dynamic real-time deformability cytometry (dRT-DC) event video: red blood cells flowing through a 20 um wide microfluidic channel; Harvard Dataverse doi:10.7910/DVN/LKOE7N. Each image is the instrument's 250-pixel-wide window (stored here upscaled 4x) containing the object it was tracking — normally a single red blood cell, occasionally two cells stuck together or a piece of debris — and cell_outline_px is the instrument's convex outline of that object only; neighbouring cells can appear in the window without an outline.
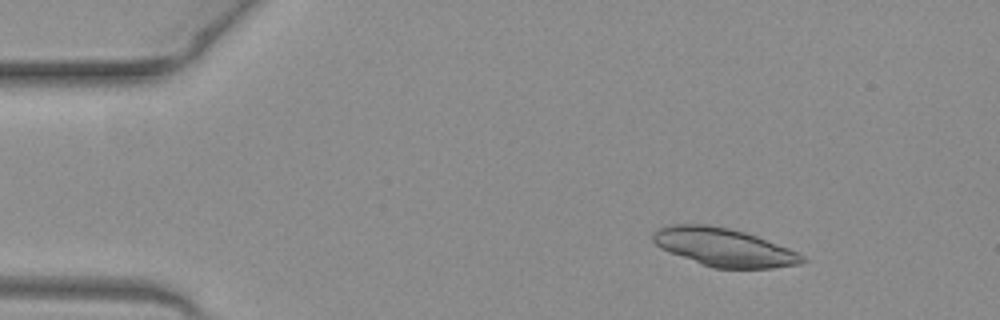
{"species": "common noctule bat (a hibernating species)", "species_latin": "Nyctalus noctula", "temperature_condition": "warm", "stored_images_in_passage": 49, "segment_of_instrument_passage": [1, 2], "camera_frame_rate_fps": 3000, "um_per_image_px": 0.085, "animal": {"sex": "female", "body_mass_g": 19.3, "forearm_length_mm": 54.1}, "frame": {"image": 1, "passage_image": 6, "time_ms": 1.667, "image_size_px": [1000, 320], "cell_outline_px": [[808, 260], [800, 264], [772, 268], [712, 268], [660, 248], [652, 240], [652, 232], [656, 228], [672, 224], [708, 224], [728, 228], [744, 232], [756, 236], [788, 248], [804, 256]], "centroid_in_image_um": [61.5, 21.01], "position_along_channel_um": 23.5, "area_um2": 33.06}}